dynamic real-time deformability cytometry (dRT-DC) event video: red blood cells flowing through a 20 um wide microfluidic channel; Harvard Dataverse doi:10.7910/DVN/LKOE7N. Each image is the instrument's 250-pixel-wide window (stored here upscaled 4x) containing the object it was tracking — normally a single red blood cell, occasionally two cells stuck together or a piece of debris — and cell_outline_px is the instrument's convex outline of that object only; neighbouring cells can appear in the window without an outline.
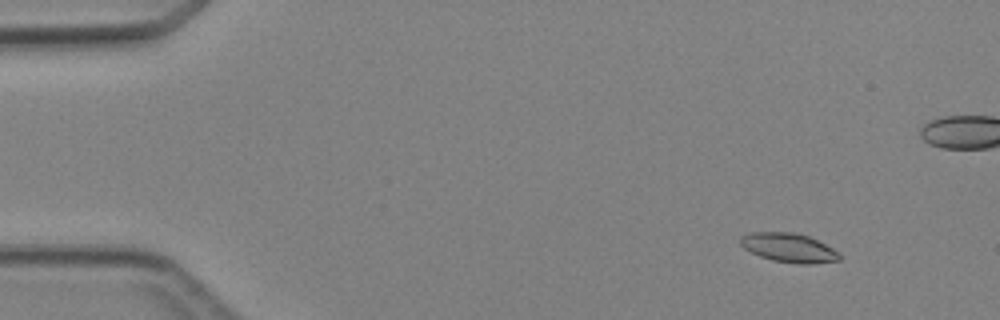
{"species": "Egyptian fruit bat (a non-hibernating species)", "species_latin": "Rousettus aegyptiacus", "temperature_condition": "cold", "stored_images_in_passage": 7, "camera_frame_rate_fps": 3000, "um_per_image_px": 0.085, "animal": {"sex": "female"}, "frame": {"image": 1, "passage_image": 2, "time_ms": 1.333, "image_size_px": [1000, 320], "cell_outline_px": [[840, 260], [812, 264], [796, 264], [772, 260], [760, 256], [744, 248], [740, 244], [740, 236], [752, 232], [796, 232], [808, 236], [832, 248], [840, 256]], "centroid_in_image_um": [67.02, 21.05], "position_along_channel_um": 18.0, "area_um2": 16.7}}
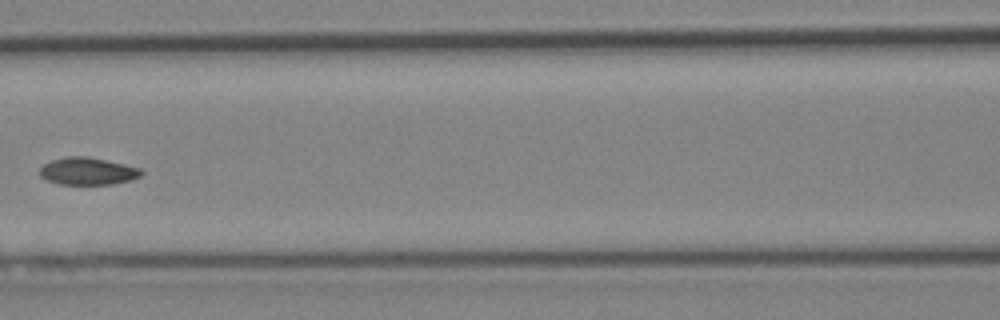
{"frame": {"image": 2, "passage_image": 6, "time_ms": 7.0, "image_size_px": [1000, 320], "cell_outline_px": [[144, 172], [140, 176], [128, 180], [112, 184], [60, 184], [48, 180], [40, 176], [36, 172], [44, 164], [52, 160], [68, 156], [88, 156], [140, 168]], "centroid_in_image_um": [7.41, 14.54], "position_along_channel_um": 159.2, "area_um2": 16.07}}
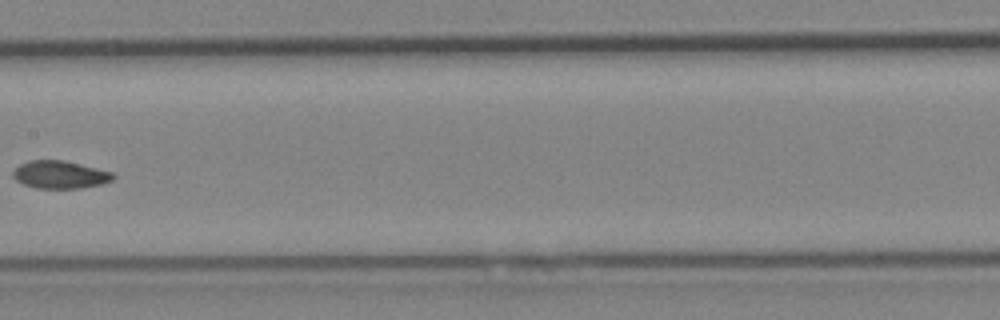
{"frame": {"image": 3, "passage_image": 7, "time_ms": 8.0, "image_size_px": [1000, 320], "cell_outline_px": [[116, 176], [112, 180], [104, 184], [80, 188], [36, 188], [24, 184], [16, 180], [12, 176], [12, 172], [20, 164], [28, 160], [60, 160], [96, 168], [112, 172]], "centroid_in_image_um": [5.09, 14.85], "position_along_channel_um": 202.3, "area_um2": 16.07}}